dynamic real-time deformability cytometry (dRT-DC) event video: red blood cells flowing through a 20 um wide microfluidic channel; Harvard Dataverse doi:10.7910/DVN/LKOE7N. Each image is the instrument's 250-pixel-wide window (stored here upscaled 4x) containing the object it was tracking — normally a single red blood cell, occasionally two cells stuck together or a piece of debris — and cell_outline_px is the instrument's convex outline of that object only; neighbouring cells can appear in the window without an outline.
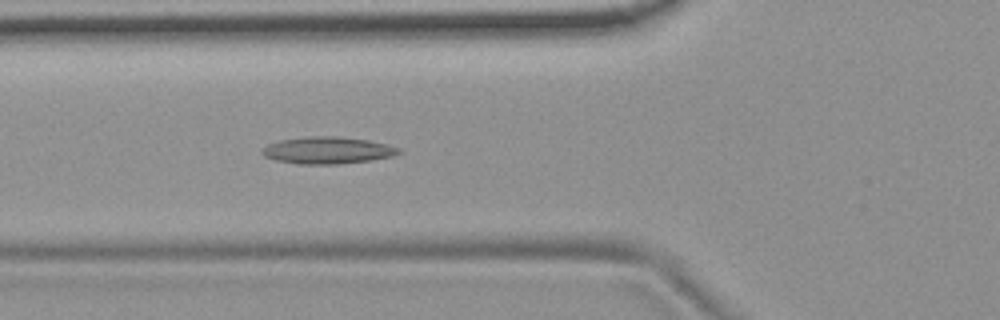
{"species": "common noctule bat (a hibernating species)", "species_latin": "Nyctalus noctula", "temperature_condition": "room temperature", "stored_images_in_passage": 41, "camera_frame_rate_fps": 3000, "um_per_image_px": 0.085, "animal": {"sex": "female", "body_mass_g": 19.9}, "frame": {"image": 1, "passage_image": 7, "time_ms": 2.0, "image_size_px": [1000, 320], "cell_outline_px": [[400, 152], [392, 156], [368, 160], [336, 164], [296, 164], [276, 160], [264, 156], [260, 152], [260, 148], [268, 144], [280, 140], [308, 136], [336, 136], [368, 140], [388, 144], [400, 148]], "centroid_in_image_um": [27.79, 12.77], "position_along_channel_um": 98.0, "area_um2": 21.44}}
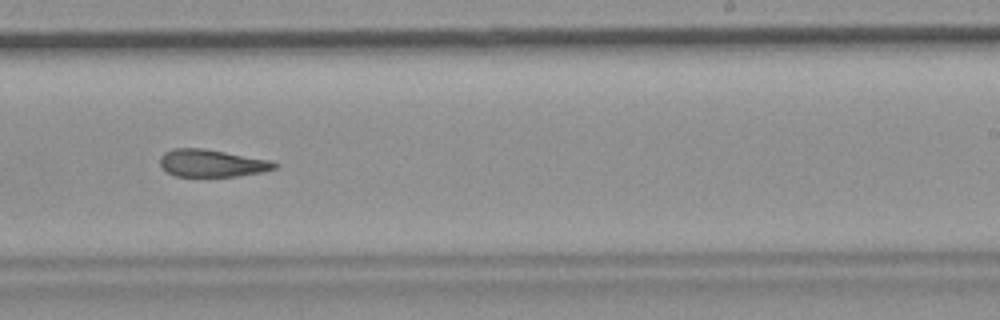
{"frame": {"image": 2, "passage_image": 21, "time_ms": 6.667, "image_size_px": [1000, 320], "cell_outline_px": [[280, 164], [276, 168], [264, 172], [236, 176], [176, 176], [168, 172], [160, 164], [160, 156], [164, 152], [172, 148], [204, 148], [272, 160]], "centroid_in_image_um": [18.05, 13.86], "position_along_channel_um": 270.9, "area_um2": 18.44}}
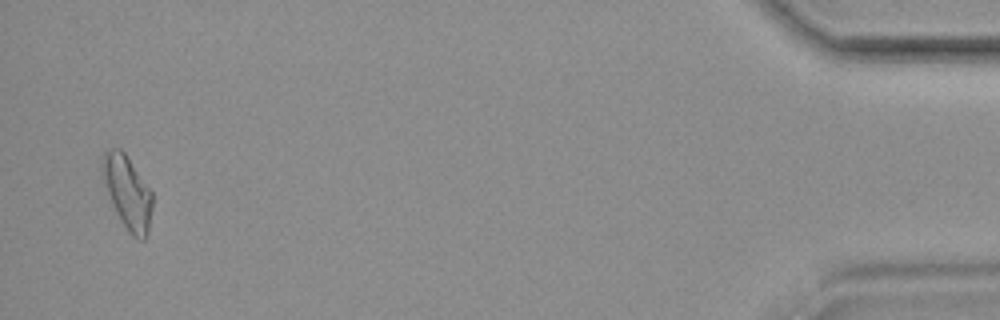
{"frame": {"image": 3, "passage_image": 40, "time_ms": 13.0, "image_size_px": [1000, 320], "cell_outline_px": [[152, 208], [148, 236], [144, 240], [140, 240], [132, 236], [128, 232], [116, 212], [112, 204], [100, 176], [100, 156], [108, 148], [120, 148], [124, 152], [152, 192]], "centroid_in_image_um": [10.79, 16.33], "position_along_channel_um": 424.4, "area_um2": 21.73}}